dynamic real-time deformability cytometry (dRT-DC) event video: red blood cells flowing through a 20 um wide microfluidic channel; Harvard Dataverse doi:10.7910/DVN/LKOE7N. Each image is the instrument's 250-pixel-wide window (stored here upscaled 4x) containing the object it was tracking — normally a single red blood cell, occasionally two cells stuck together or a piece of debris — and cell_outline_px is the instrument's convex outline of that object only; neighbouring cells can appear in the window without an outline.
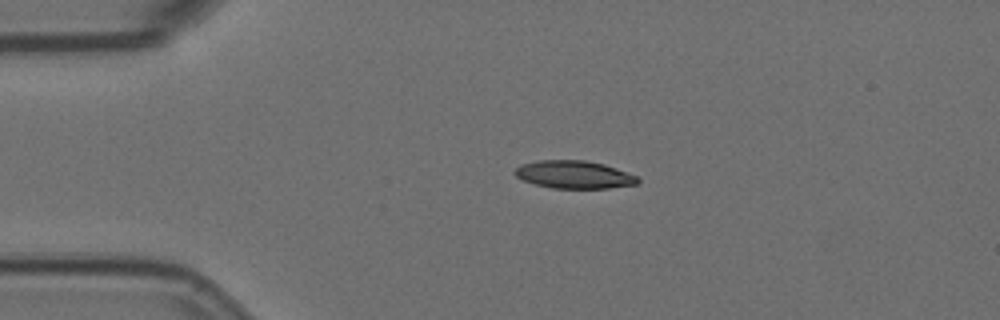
{"species": "Egyptian fruit bat (a non-hibernating species)", "species_latin": "Rousettus aegyptiacus", "temperature_condition": "room temperature", "stored_images_in_passage": 3, "camera_frame_rate_fps": 3000, "um_per_image_px": 0.085, "animal": {"sex": "female"}, "frame": {"image": 1, "passage_image": 2, "time_ms": 0.333, "image_size_px": [1000, 320], "cell_outline_px": [[640, 184], [608, 188], [552, 188], [536, 184], [524, 180], [516, 176], [512, 172], [520, 164], [536, 160], [584, 160], [604, 164], [616, 168], [636, 176], [640, 180]], "centroid_in_image_um": [48.79, 14.83], "position_along_channel_um": 36.2, "area_um2": 19.94}}